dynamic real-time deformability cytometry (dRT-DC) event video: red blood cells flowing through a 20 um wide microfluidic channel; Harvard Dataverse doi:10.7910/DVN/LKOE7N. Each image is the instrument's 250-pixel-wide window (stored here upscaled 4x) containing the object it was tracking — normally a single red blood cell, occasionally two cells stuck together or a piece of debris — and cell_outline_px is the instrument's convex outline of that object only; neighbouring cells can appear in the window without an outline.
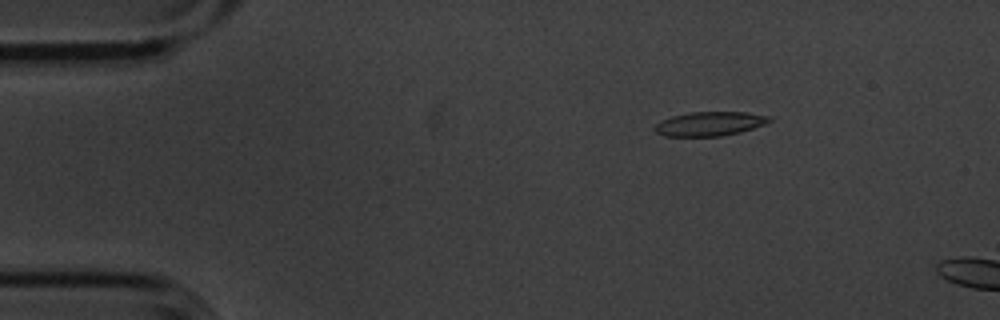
{"species": "common noctule bat (a hibernating species)", "species_latin": "Nyctalus noctula", "temperature_condition": "cold", "stored_images_in_passage": 3, "camera_frame_rate_fps": 3000, "um_per_image_px": 0.085, "animal": {"sex": "male", "body_mass_g": 20.1, "forearm_length_mm": 53.5}, "frame": {"image": 1, "passage_image": 1, "time_ms": 0.0, "image_size_px": [1000, 320], "cell_outline_px": [[772, 120], [764, 124], [740, 132], [720, 136], [664, 136], [656, 132], [652, 128], [660, 120], [672, 116], [692, 112], [744, 112], [772, 116]], "centroid_in_image_um": [60.3, 10.52], "position_along_channel_um": 24.7, "area_um2": 16.13}}